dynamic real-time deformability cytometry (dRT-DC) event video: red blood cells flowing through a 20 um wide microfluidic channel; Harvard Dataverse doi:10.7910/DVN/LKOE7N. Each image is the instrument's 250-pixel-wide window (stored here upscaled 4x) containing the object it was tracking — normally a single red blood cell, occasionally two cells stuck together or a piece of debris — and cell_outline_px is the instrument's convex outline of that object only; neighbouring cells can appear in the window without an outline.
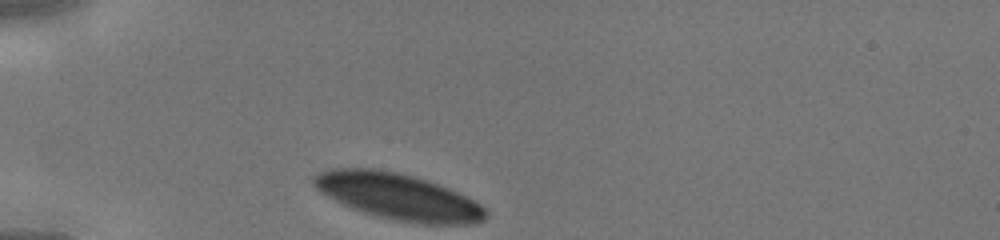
{"species": "human", "species_latin": "Homo sapiens", "temperature_condition": "cold", "stored_images_in_passage": 26, "camera_frame_rate_fps": 3000, "um_per_image_px": 0.085, "donor": {"sex": "male"}, "frame": {"image": 1, "passage_image": 1, "time_ms": 0.0, "image_size_px": [1000, 240], "cell_outline_px": [[488, 216], [484, 220], [476, 224], [424, 224], [392, 220], [376, 216], [352, 208], [320, 192], [312, 184], [312, 176], [320, 172], [332, 168], [372, 168], [400, 172], [428, 180], [448, 188], [476, 200], [488, 212]], "centroid_in_image_um": [33.87, 16.71], "position_along_channel_um": 51.1, "area_um2": 46.64}}
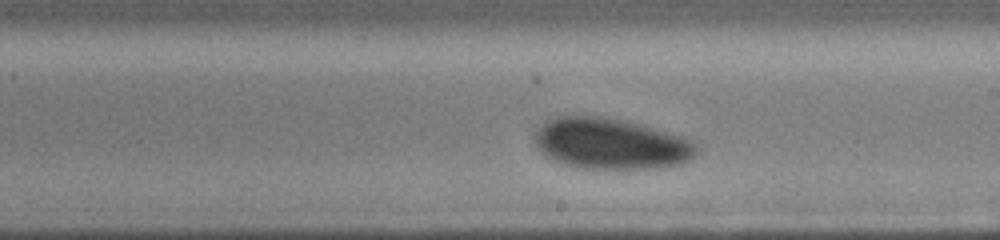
{"frame": {"image": 2, "passage_image": 15, "time_ms": 4.667, "image_size_px": [1000, 240], "cell_outline_px": [[696, 152], [688, 160], [680, 164], [656, 168], [576, 168], [560, 164], [544, 156], [540, 152], [536, 144], [536, 128], [544, 120], [552, 116], [600, 116], [640, 124], [680, 136], [692, 140], [696, 144]], "centroid_in_image_um": [51.83, 12.21], "position_along_channel_um": 237.2, "area_um2": 48.15}}
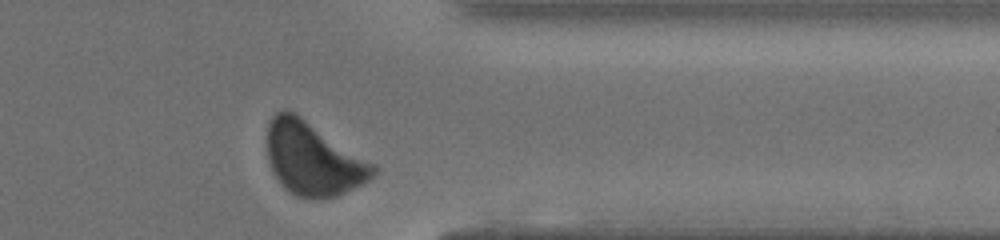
{"frame": {"image": 3, "passage_image": 25, "time_ms": 8.0, "image_size_px": [1000, 240], "cell_outline_px": [[376, 172], [368, 180], [336, 196], [296, 196], [272, 172], [268, 160], [268, 124], [272, 116], [276, 112], [284, 108], [296, 112], [376, 164]], "centroid_in_image_um": [26.61, 13.42], "position_along_channel_um": 384.8, "area_um2": 44.56}}